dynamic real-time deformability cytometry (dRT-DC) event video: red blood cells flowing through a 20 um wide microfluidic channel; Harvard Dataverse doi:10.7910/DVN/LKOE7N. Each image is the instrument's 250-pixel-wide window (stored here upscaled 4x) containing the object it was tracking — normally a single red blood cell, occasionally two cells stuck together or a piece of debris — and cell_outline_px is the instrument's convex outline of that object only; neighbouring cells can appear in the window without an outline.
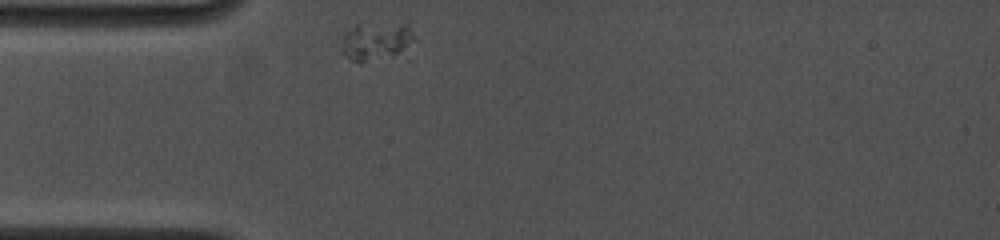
{"species": "common noctule bat (a hibernating species)", "species_latin": "Nyctalus noctula", "temperature_condition": "cold", "stored_images_in_passage": 28, "camera_frame_rate_fps": 4500, "um_per_image_px": 0.085, "animal": {"sex": "female", "body_mass_g": 19.0, "forearm_length_mm": 53.3}, "frame": {"image": 1, "passage_image": 1, "time_ms": 0.0, "image_size_px": [1000, 240], "cell_outline_px": [[412, 40], [400, 56], [360, 64], [352, 60], [340, 52], [344, 28], [356, 24], [408, 24], [412, 32]], "centroid_in_image_um": [31.89, 3.54], "position_along_channel_um": 53.1, "area_um2": 16.7}}
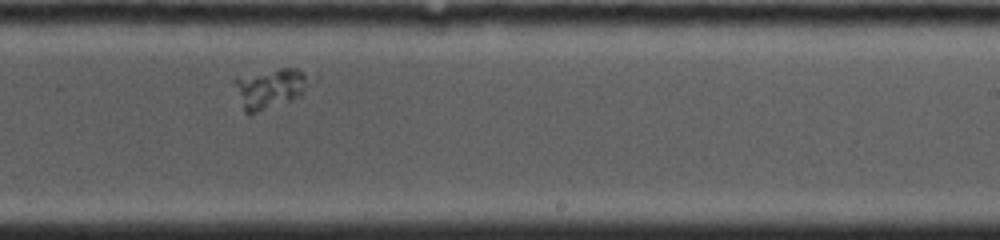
{"frame": {"image": 2, "passage_image": 16, "time_ms": 6.0, "image_size_px": [1000, 240], "cell_outline_px": [[312, 80], [300, 96], [252, 116], [248, 116], [244, 112], [232, 80], [236, 76], [280, 68], [300, 68], [312, 76]], "centroid_in_image_um": [22.95, 7.51], "position_along_channel_um": 266.1, "area_um2": 18.15}}
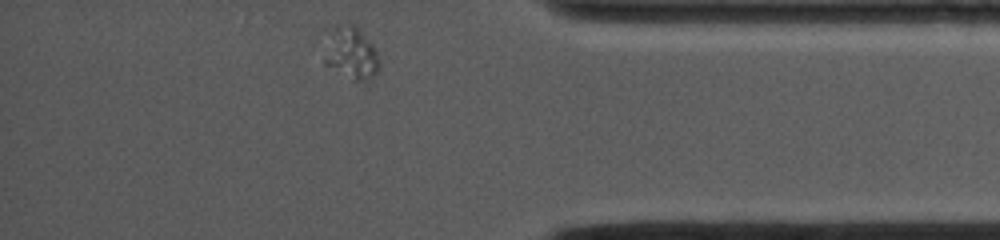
{"frame": {"image": 3, "passage_image": 28, "time_ms": 10.0, "image_size_px": [1000, 240], "cell_outline_px": [[380, 68], [372, 76], [360, 80], [356, 80], [324, 64], [324, 60], [344, 28], [352, 24], [372, 44], [376, 52], [380, 64]], "centroid_in_image_um": [30.03, 4.69], "position_along_channel_um": 405.2, "area_um2": 14.05}}